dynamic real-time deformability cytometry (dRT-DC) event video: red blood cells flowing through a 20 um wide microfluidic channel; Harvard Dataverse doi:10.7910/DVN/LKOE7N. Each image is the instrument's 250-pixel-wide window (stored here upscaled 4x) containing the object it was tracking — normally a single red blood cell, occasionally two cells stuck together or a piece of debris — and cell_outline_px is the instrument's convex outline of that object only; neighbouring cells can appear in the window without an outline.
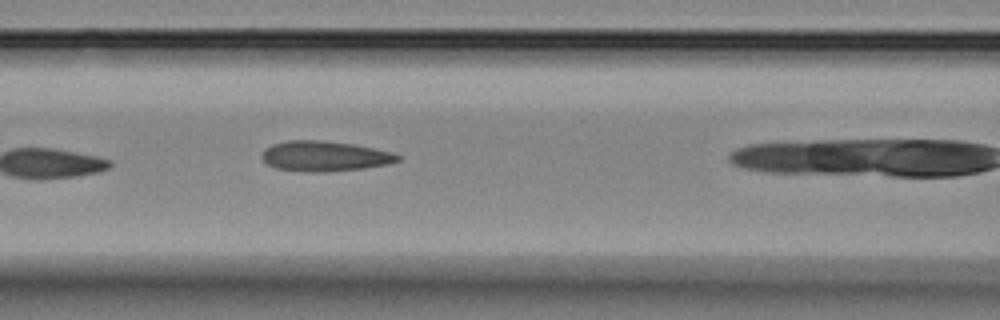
{"species": "Egyptian fruit bat (a non-hibernating species)", "species_latin": "Rousettus aegyptiacus", "temperature_condition": "room temperature", "stored_images_in_passage": 5, "camera_frame_rate_fps": 3000, "um_per_image_px": 0.085, "animal": {"sex": "female"}, "frame": {"image": 1, "passage_image": 4, "time_ms": 3.667, "image_size_px": [1000, 320], "cell_outline_px": [[404, 156], [400, 160], [388, 164], [364, 168], [312, 172], [276, 168], [268, 164], [260, 156], [264, 148], [272, 144], [288, 140], [320, 140], [352, 144], [392, 152]], "centroid_in_image_um": [27.59, 13.26], "position_along_channel_um": 139.0, "area_um2": 23.76}}